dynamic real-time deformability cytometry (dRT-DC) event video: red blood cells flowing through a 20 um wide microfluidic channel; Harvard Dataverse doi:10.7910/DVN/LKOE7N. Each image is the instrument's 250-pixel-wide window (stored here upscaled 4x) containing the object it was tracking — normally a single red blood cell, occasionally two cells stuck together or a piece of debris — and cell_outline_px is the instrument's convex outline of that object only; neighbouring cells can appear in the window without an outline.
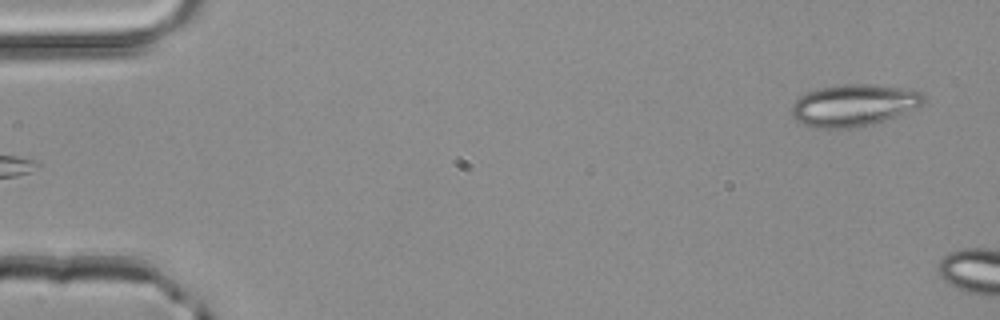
{"species": "common noctule bat (a hibernating species)", "species_latin": "Nyctalus noctula", "temperature_condition": "room temperature", "stored_images_in_passage": 3, "camera_frame_rate_fps": 3000, "um_per_image_px": 0.085, "animal": {"sex": "male", "body_mass_g": 20.4}, "frame": {"image": 1, "passage_image": 3, "time_ms": 0.667, "image_size_px": [1000, 320], "cell_outline_px": [[924, 104], [896, 116], [872, 124], [848, 128], [820, 128], [800, 124], [792, 116], [792, 104], [800, 96], [808, 92], [820, 88], [848, 84], [860, 84], [900, 88], [924, 92]], "centroid_in_image_um": [72.55, 8.96], "position_along_channel_um": 12.5, "area_um2": 31.79}}